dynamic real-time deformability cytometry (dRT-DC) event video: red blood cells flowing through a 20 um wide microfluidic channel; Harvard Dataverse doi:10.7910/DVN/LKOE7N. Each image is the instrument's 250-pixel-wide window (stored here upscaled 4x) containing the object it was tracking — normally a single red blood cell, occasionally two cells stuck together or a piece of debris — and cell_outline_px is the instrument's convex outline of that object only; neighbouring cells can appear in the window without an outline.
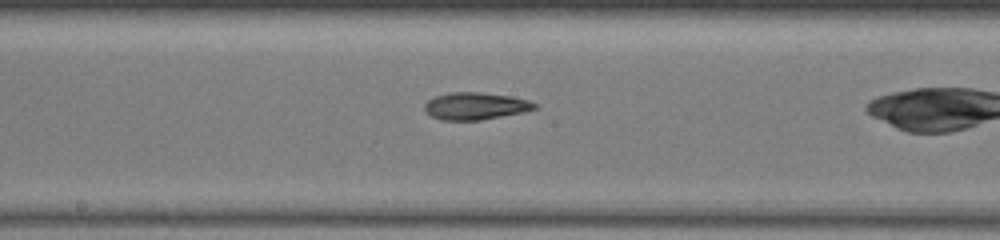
{"species": "common noctule bat (a hibernating species)", "species_latin": "Nyctalus noctula", "temperature_condition": "warm", "stored_images_in_passage": 26, "camera_frame_rate_fps": 3000, "um_per_image_px": 0.085, "animal": {"sex": "female", "body_mass_g": 19.5, "forearm_length_mm": 54.1}, "frame": {"image": 1, "passage_image": 7, "time_ms": 2.0, "image_size_px": [1000, 240], "cell_outline_px": [[536, 108], [524, 112], [480, 120], [440, 120], [432, 116], [424, 108], [424, 104], [428, 100], [436, 96], [448, 92], [480, 92], [512, 96], [528, 100], [536, 104]], "centroid_in_image_um": [40.41, 9.01], "position_along_channel_um": 207.8, "area_um2": 17.4}}
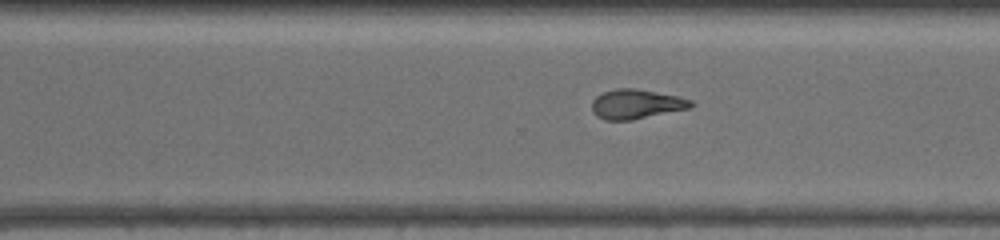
{"frame": {"image": 2, "passage_image": 17, "time_ms": 5.333, "image_size_px": [1000, 240], "cell_outline_px": [[696, 104], [692, 108], [632, 120], [604, 120], [596, 116], [592, 112], [592, 100], [596, 96], [604, 92], [616, 88], [636, 88], [680, 96], [692, 100]], "centroid_in_image_um": [54.12, 8.85], "position_along_channel_um": 316.5, "area_um2": 17.4}}
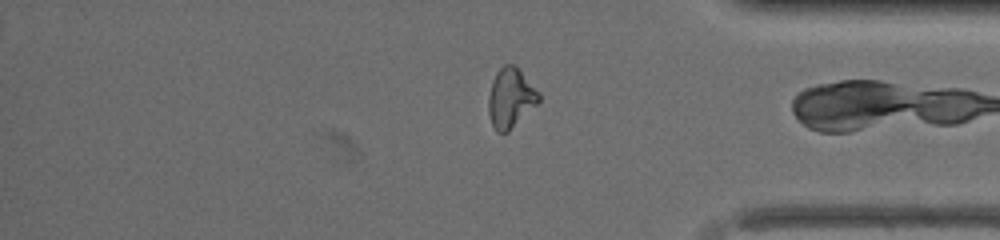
{"frame": {"image": 3, "passage_image": 25, "time_ms": 8.0, "image_size_px": [1000, 240], "cell_outline_px": [[540, 100], [508, 132], [496, 132], [492, 124], [488, 112], [488, 96], [492, 80], [496, 72], [504, 64], [512, 64], [540, 92]], "centroid_in_image_um": [43.37, 8.33], "position_along_channel_um": 391.8, "area_um2": 17.22}}